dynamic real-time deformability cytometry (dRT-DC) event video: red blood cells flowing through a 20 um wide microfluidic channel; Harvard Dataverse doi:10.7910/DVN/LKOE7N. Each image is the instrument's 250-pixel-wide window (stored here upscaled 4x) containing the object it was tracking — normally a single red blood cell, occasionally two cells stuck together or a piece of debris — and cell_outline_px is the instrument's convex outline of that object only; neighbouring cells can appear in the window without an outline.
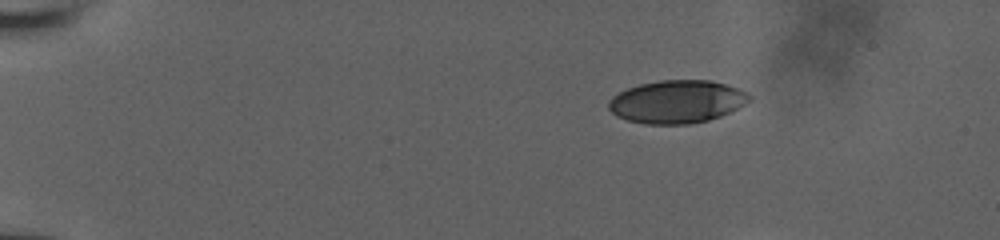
{"species": "human", "species_latin": "Homo sapiens", "temperature_condition": "room temperature", "stored_images_in_passage": 10, "camera_frame_rate_fps": 3000, "um_per_image_px": 0.085, "donor": {"sex": "male"}, "frame": {"image": 1, "passage_image": 1, "time_ms": 0.0, "image_size_px": [1000, 240], "cell_outline_px": [[752, 100], [720, 116], [708, 120], [688, 124], [644, 124], [628, 120], [616, 116], [608, 108], [608, 100], [612, 96], [628, 88], [640, 84], [660, 80], [708, 80], [724, 84], [748, 92], [752, 96]], "centroid_in_image_um": [57.52, 8.64], "position_along_channel_um": 27.5, "area_um2": 35.08}}
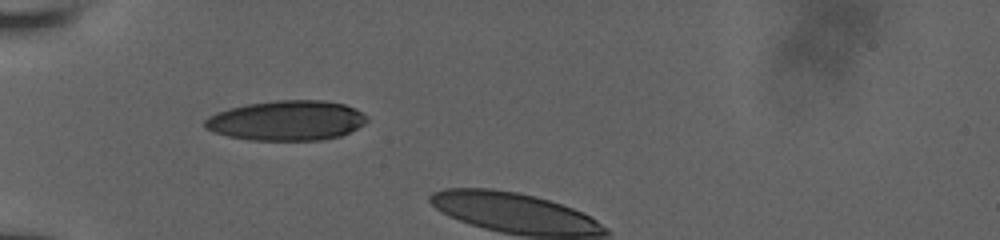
{"frame": {"image": 2, "passage_image": 8, "time_ms": 3.333, "image_size_px": [1000, 240], "cell_outline_px": [[368, 120], [364, 124], [340, 136], [320, 140], [252, 140], [228, 136], [212, 132], [204, 128], [204, 120], [208, 116], [216, 112], [228, 108], [248, 104], [276, 100], [324, 100], [344, 104], [356, 108], [368, 116]], "centroid_in_image_um": [24.35, 10.24], "position_along_channel_um": 60.6, "area_um2": 37.92}}